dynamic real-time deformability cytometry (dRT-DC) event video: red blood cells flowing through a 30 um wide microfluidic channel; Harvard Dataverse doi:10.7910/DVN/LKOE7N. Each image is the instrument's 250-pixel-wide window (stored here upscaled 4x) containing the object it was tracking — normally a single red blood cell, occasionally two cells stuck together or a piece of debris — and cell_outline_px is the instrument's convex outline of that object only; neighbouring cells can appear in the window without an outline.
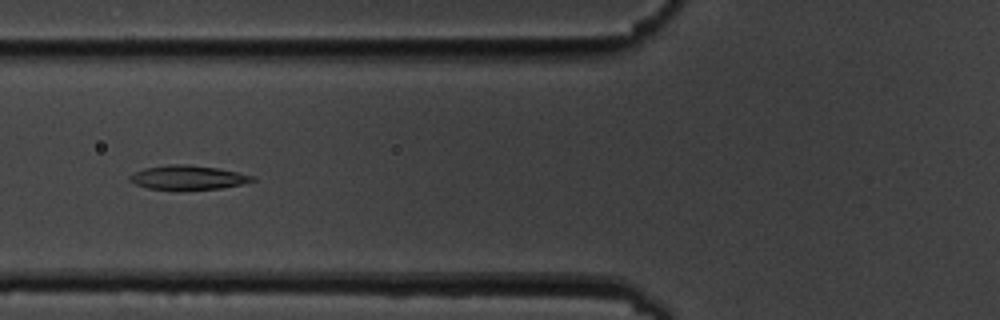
{"species": "common noctule bat (a hibernating species)", "species_latin": "Nyctalus noctula", "temperature_condition": "cold", "stored_images_in_passage": 6, "camera_frame_rate_fps": 3000, "um_per_image_px": 0.085, "animal": {"sex": "male", "body_mass_g": 19.5, "forearm_length_mm": 54.6}, "frame": {"image": 1, "passage_image": 6, "time_ms": 6.0, "image_size_px": [1000, 320], "cell_outline_px": [[256, 180], [240, 184], [220, 188], [148, 188], [136, 184], [128, 180], [128, 176], [144, 168], [168, 164], [188, 164], [216, 168], [256, 176]], "centroid_in_image_um": [15.96, 15.05], "position_along_channel_um": 109.8, "area_um2": 16.7}}